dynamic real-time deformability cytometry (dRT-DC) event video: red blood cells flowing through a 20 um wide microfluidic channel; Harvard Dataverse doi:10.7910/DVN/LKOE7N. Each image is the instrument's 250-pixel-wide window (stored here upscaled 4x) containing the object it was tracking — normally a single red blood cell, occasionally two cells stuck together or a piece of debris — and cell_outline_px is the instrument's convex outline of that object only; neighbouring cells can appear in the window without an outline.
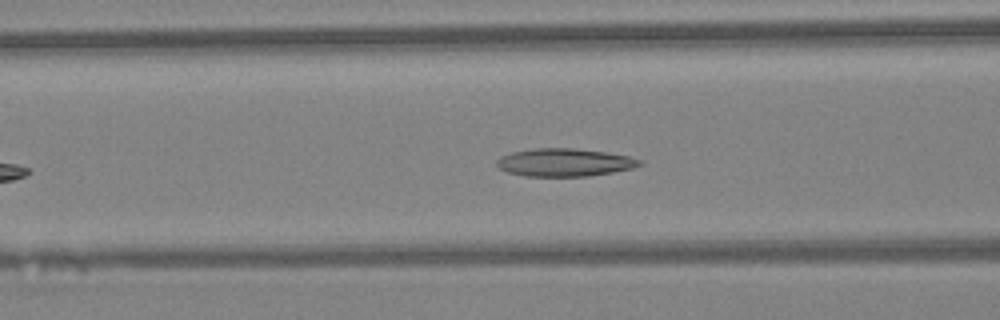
{"species": "Egyptian fruit bat (a non-hibernating species)", "species_latin": "Rousettus aegyptiacus", "temperature_condition": "warm", "stored_images_in_passage": 29, "camera_frame_rate_fps": 3000, "um_per_image_px": 0.085, "animal": {"sex": "female"}, "frame": {"image": 1, "passage_image": 10, "time_ms": 3.0, "image_size_px": [1000, 320], "cell_outline_px": [[644, 164], [632, 168], [612, 172], [588, 176], [524, 176], [508, 172], [496, 168], [496, 160], [500, 156], [512, 152], [536, 148], [572, 148], [604, 152], [628, 156], [644, 160]], "centroid_in_image_um": [47.96, 13.81], "position_along_channel_um": 118.6, "area_um2": 23.29}}
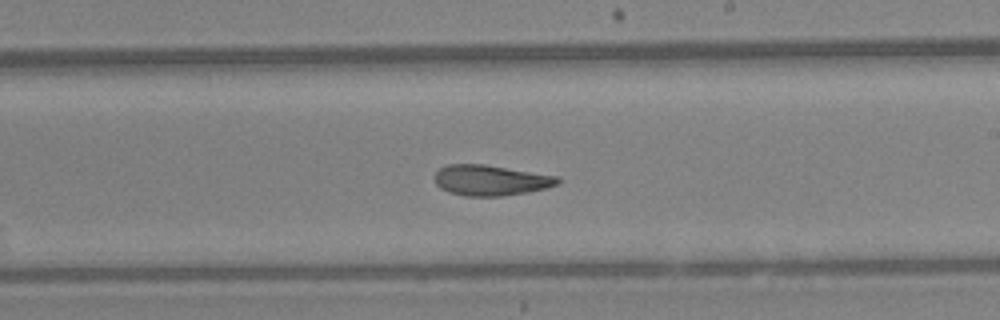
{"frame": {"image": 2, "passage_image": 19, "time_ms": 6.0, "image_size_px": [1000, 320], "cell_outline_px": [[560, 180], [556, 184], [544, 188], [524, 192], [500, 196], [468, 196], [448, 192], [440, 188], [436, 184], [432, 176], [440, 168], [448, 164], [484, 164], [560, 176]], "centroid_in_image_um": [41.65, 15.31], "position_along_channel_um": 247.3, "area_um2": 21.85}}
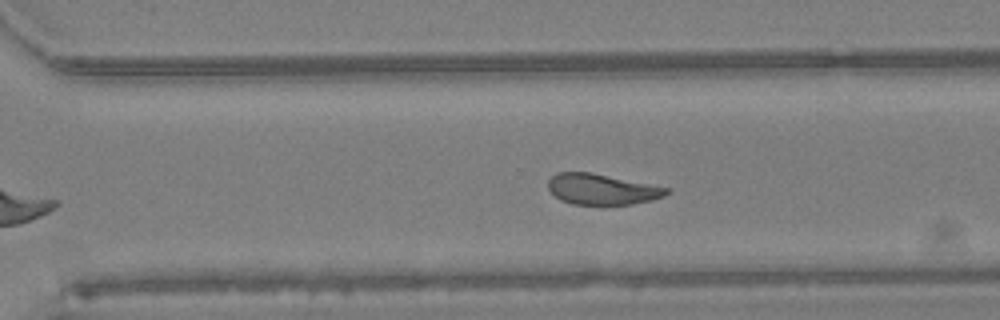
{"frame": {"image": 3, "passage_image": 24, "time_ms": 7.667, "image_size_px": [1000, 320], "cell_outline_px": [[668, 192], [664, 196], [652, 200], [632, 204], [572, 204], [560, 200], [548, 188], [548, 180], [556, 172], [592, 172], [668, 188]], "centroid_in_image_um": [51.12, 16.08], "position_along_channel_um": 319.5, "area_um2": 20.98}, "authors_computed_cell_mechanics": {"area_um2": 22.542, "velocity_mm_per_s": 4.3197, "shape_relaxation_time_tau1_ms": null, "shape_relaxation_time_tau2_ms": 3.0468, "deformation_change_tau1": null, "deformation_change_tau2": 0.1083}}